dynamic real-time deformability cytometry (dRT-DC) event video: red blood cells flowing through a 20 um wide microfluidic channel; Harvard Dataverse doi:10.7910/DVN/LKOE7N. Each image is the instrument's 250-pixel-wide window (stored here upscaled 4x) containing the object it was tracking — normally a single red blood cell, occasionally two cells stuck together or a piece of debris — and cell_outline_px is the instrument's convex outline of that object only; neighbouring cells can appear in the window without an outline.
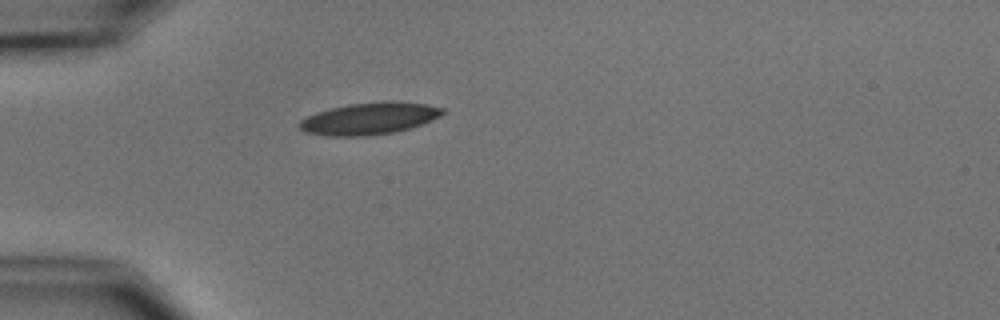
{"species": "common noctule bat (a hibernating species)", "species_latin": "Nyctalus noctula", "temperature_condition": "cold", "stored_images_in_passage": 6, "camera_frame_rate_fps": 3000, "um_per_image_px": 0.085, "animal": {"sex": "male", "body_mass_g": 15.6}, "frame": {"image": 1, "passage_image": 6, "time_ms": 6.667, "image_size_px": [1000, 320], "cell_outline_px": [[448, 112], [432, 120], [396, 132], [364, 136], [324, 136], [304, 132], [296, 124], [300, 120], [316, 112], [348, 104], [384, 100], [392, 100], [428, 104], [444, 108]], "centroid_in_image_um": [31.4, 10.06], "position_along_channel_um": 53.6, "area_um2": 27.05}}